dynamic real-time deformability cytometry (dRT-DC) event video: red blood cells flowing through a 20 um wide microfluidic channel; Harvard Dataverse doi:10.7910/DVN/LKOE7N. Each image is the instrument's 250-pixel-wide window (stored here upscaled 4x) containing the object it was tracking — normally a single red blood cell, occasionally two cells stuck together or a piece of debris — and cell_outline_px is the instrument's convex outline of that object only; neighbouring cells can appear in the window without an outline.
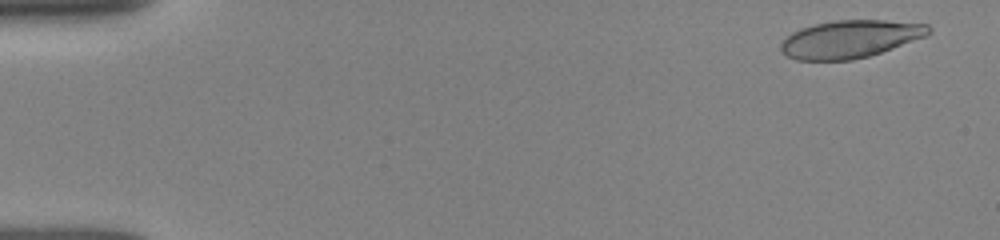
{"species": "human", "species_latin": "Homo sapiens", "temperature_condition": "room temperature", "stored_images_in_passage": 51, "camera_frame_rate_fps": 3000, "um_per_image_px": 0.085, "donor": {"sex": "female"}, "frame": {"image": 1, "passage_image": 3, "time_ms": 0.667, "image_size_px": [1000, 240], "cell_outline_px": [[932, 32], [928, 36], [868, 56], [852, 60], [796, 60], [788, 56], [780, 48], [780, 44], [792, 32], [800, 28], [816, 24], [836, 20], [884, 20], [928, 24], [932, 28]], "centroid_in_image_um": [72.3, 3.31], "position_along_channel_um": 12.7, "area_um2": 32.37}}
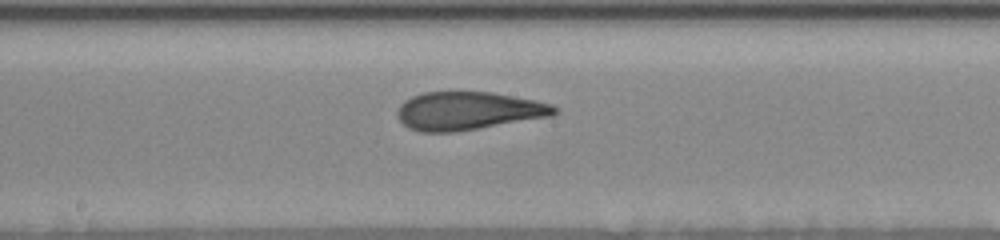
{"frame": {"image": 2, "passage_image": 28, "time_ms": 9.0, "image_size_px": [1000, 240], "cell_outline_px": [[560, 108], [552, 116], [456, 132], [420, 132], [408, 128], [396, 116], [396, 112], [400, 104], [404, 100], [412, 96], [424, 92], [492, 92], [536, 100], [552, 104]], "centroid_in_image_um": [39.79, 9.42], "position_along_channel_um": 208.4, "area_um2": 35.14}}
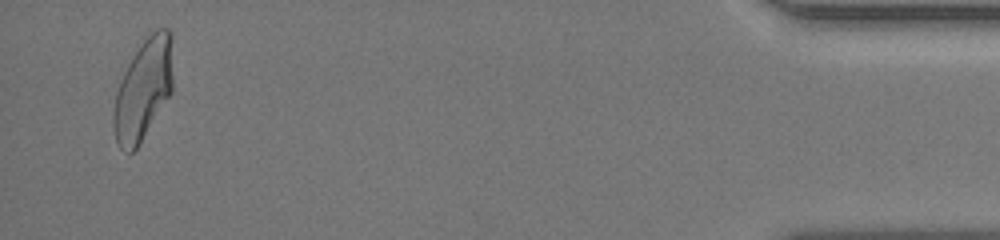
{"frame": {"image": 3, "passage_image": 50, "time_ms": 16.333, "image_size_px": [1000, 240], "cell_outline_px": [[172, 92], [136, 148], [132, 152], [128, 152], [120, 148], [116, 140], [112, 124], [112, 112], [116, 92], [120, 80], [132, 56], [144, 40], [156, 28], [168, 28], [172, 32]], "centroid_in_image_um": [12.17, 7.58], "position_along_channel_um": 423.0, "area_um2": 34.85}, "authors_computed_cell_mechanics": {"area_um2": 34.4488, "velocity_mm_per_s": 3.9294, "shape_relaxation_time_tau1_ms": 10.4958, "shape_relaxation_time_tau2_ms": 1.4517, "deformation_change_tau1": 0.3162, "deformation_change_tau2": 0.0996}}